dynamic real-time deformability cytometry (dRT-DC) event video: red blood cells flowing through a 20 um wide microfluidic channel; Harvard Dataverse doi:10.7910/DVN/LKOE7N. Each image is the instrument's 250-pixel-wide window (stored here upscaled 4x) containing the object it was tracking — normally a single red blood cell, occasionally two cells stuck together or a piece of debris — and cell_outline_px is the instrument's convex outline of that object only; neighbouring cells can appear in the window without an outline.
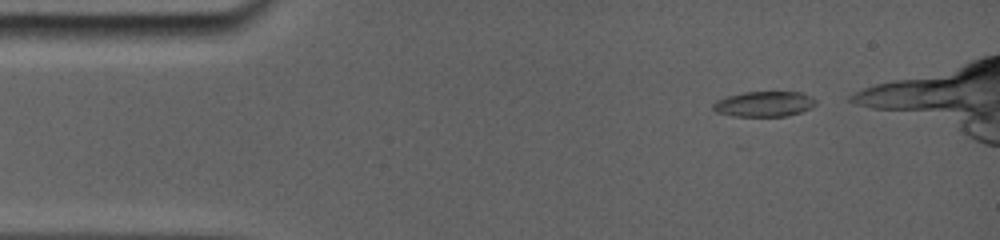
{"species": "common noctule bat (a hibernating species)", "species_latin": "Nyctalus noctula", "temperature_condition": "room temperature", "stored_images_in_passage": 23, "camera_frame_rate_fps": 5000, "um_per_image_px": 0.085, "animal": {"sex": "female", "body_mass_g": 19.0, "forearm_length_mm": 56.7}, "frame": {"image": 1, "passage_image": 1, "time_ms": 0.0, "image_size_px": [1000, 240], "cell_outline_px": [[816, 104], [800, 112], [784, 116], [736, 116], [716, 112], [712, 108], [712, 104], [716, 100], [728, 96], [744, 92], [800, 92], [812, 96], [816, 100]], "centroid_in_image_um": [64.93, 8.83], "position_along_channel_um": 20.1, "area_um2": 15.03}}
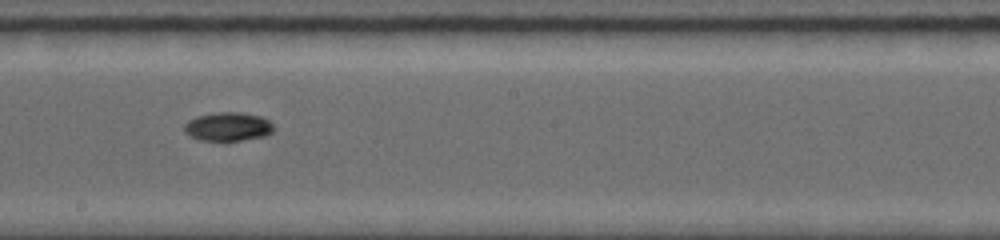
{"frame": {"image": 2, "passage_image": 13, "time_ms": 7.2, "image_size_px": [1000, 240], "cell_outline_px": [[272, 132], [264, 136], [240, 140], [200, 140], [184, 132], [184, 124], [188, 120], [196, 116], [212, 112], [240, 112], [260, 116], [268, 120], [272, 124]], "centroid_in_image_um": [19.34, 10.74], "position_along_channel_um": 228.9, "area_um2": 14.85}}
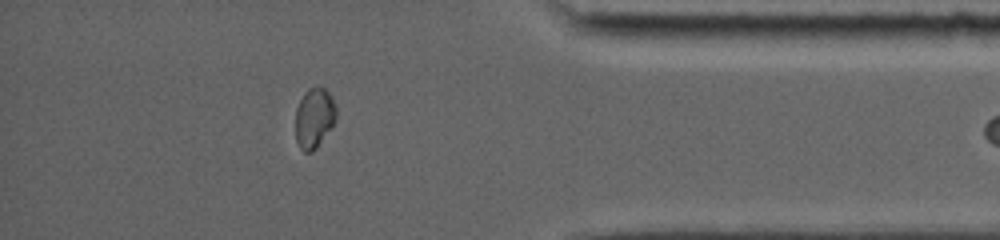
{"frame": {"image": 3, "passage_image": 22, "time_ms": 12.2, "image_size_px": [1000, 240], "cell_outline_px": [[336, 120], [316, 148], [312, 152], [304, 152], [300, 148], [296, 140], [296, 108], [304, 92], [308, 88], [316, 84], [324, 88], [332, 96], [336, 108]], "centroid_in_image_um": [26.71, 9.98], "position_along_channel_um": 408.5, "area_um2": 14.39}}